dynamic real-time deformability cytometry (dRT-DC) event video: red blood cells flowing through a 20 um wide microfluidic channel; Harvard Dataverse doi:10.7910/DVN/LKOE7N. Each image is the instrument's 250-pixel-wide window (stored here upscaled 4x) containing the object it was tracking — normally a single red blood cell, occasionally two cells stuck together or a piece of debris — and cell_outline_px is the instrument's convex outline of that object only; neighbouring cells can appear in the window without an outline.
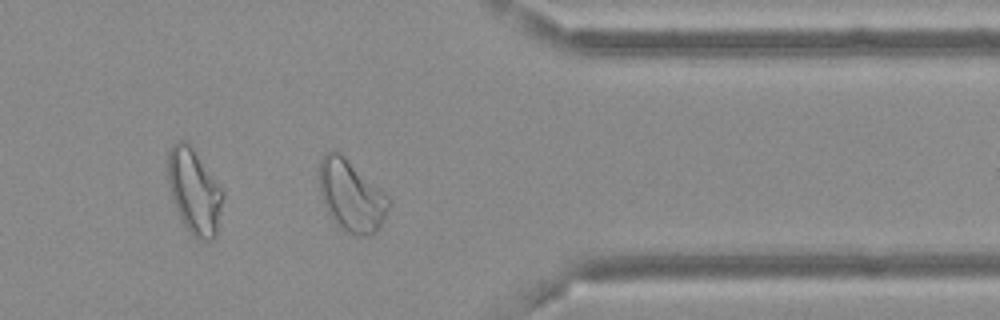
{"species": "Egyptian fruit bat (a non-hibernating species)", "species_latin": "Rousettus aegyptiacus", "temperature_condition": "cold", "stored_images_in_passage": 42, "camera_frame_rate_fps": 3000, "um_per_image_px": 0.085, "frame": {"image": 1, "passage_image": 30, "time_ms": 9.667, "image_size_px": [1000, 320], "cell_outline_px": [[392, 200], [384, 220], [376, 232], [372, 236], [356, 236], [340, 228], [328, 216], [316, 180], [320, 160], [324, 152], [332, 148], [340, 152], [388, 196]], "centroid_in_image_um": [29.81, 16.63], "position_along_channel_um": 381.6, "area_um2": 29.65}, "authors_computed_cell_mechanics": {"area_um2": 26.877, "velocity_mm_per_s": 3.6266, "shape_relaxation_time_tau1_ms": null, "shape_relaxation_time_tau2_ms": 1.8722, "deformation_change_tau1": null, "deformation_change_tau2": 0.0812}}